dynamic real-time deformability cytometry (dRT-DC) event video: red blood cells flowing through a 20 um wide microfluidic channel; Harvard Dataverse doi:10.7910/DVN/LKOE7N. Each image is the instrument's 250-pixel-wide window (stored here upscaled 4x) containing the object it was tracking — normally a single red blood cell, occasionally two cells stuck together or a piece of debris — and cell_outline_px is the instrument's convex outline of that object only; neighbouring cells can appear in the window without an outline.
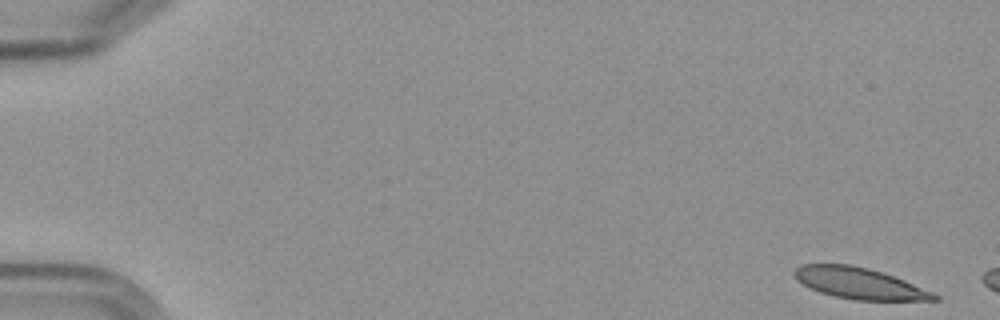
{"species": "Egyptian fruit bat (a non-hibernating species)", "species_latin": "Rousettus aegyptiacus", "temperature_condition": "cold", "stored_images_in_passage": 3, "camera_frame_rate_fps": 3000, "um_per_image_px": 0.085, "frame": {"image": 1, "passage_image": 1, "time_ms": 0.0, "image_size_px": [1000, 320], "cell_outline_px": [[940, 300], [856, 300], [836, 296], [820, 292], [808, 288], [792, 272], [800, 264], [848, 264], [868, 268], [904, 280], [932, 292], [940, 296]], "centroid_in_image_um": [73.04, 24.08], "position_along_channel_um": 12.0, "area_um2": 25.03}}